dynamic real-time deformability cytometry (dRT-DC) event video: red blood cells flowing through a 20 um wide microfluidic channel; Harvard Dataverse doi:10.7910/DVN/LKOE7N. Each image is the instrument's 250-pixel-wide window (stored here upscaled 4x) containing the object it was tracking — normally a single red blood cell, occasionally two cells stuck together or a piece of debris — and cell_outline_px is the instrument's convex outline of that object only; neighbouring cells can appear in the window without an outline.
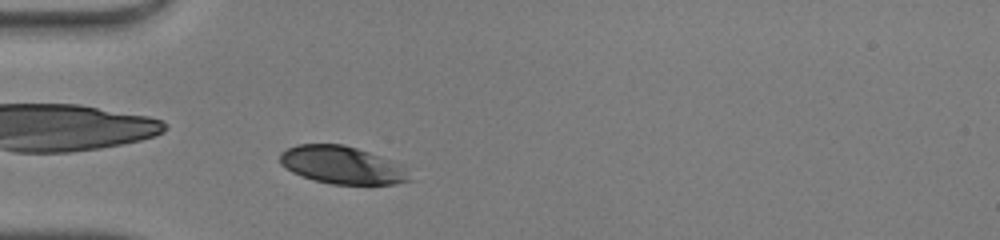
{"species": "human", "species_latin": "Homo sapiens", "temperature_condition": "warm", "stored_images_in_passage": 31, "camera_frame_rate_fps": 3000, "um_per_image_px": 0.085, "donor": {"sex": "male"}, "frame": {"image": 1, "passage_image": 5, "time_ms": 1.333, "image_size_px": [1000, 240], "cell_outline_px": [[412, 180], [396, 184], [332, 184], [316, 180], [292, 172], [280, 164], [280, 152], [288, 148], [300, 144], [344, 144], [368, 152], [400, 164]], "centroid_in_image_um": [29.05, 14.03], "position_along_channel_um": 56.0, "area_um2": 28.03}}
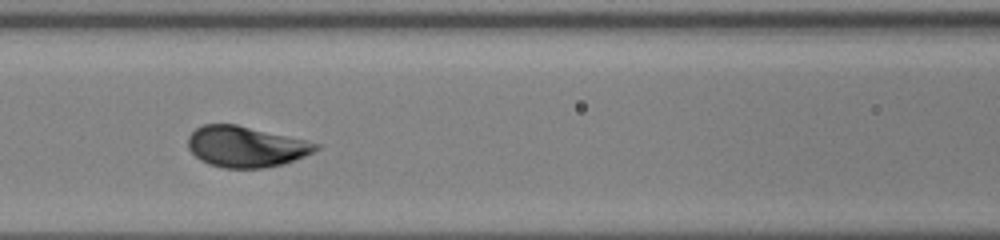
{"frame": {"image": 2, "passage_image": 12, "time_ms": 3.667, "image_size_px": [1000, 240], "cell_outline_px": [[320, 148], [304, 156], [284, 164], [264, 168], [224, 168], [208, 164], [200, 160], [188, 148], [188, 136], [196, 128], [204, 124], [236, 124], [308, 140], [320, 144]], "centroid_in_image_um": [20.91, 12.46], "position_along_channel_um": 145.7, "area_um2": 30.58}}
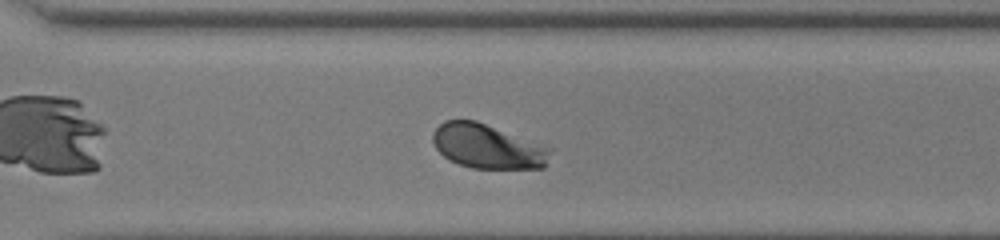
{"frame": {"image": 3, "passage_image": 25, "time_ms": 8.0, "image_size_px": [1000, 240], "cell_outline_px": [[552, 148], [544, 168], [472, 168], [448, 160], [436, 148], [432, 140], [432, 132], [444, 120], [476, 120]], "centroid_in_image_um": [41.42, 12.44], "position_along_channel_um": 329.2, "area_um2": 30.23}, "authors_computed_cell_mechanics": {"area_um2": 30.1716, "velocity_mm_per_s": 4.2383, "shape_relaxation_time_tau1_ms": 1.5468, "shape_relaxation_time_tau2_ms": null, "deformation_change_tau1": 0.1229, "deformation_change_tau2": null}}